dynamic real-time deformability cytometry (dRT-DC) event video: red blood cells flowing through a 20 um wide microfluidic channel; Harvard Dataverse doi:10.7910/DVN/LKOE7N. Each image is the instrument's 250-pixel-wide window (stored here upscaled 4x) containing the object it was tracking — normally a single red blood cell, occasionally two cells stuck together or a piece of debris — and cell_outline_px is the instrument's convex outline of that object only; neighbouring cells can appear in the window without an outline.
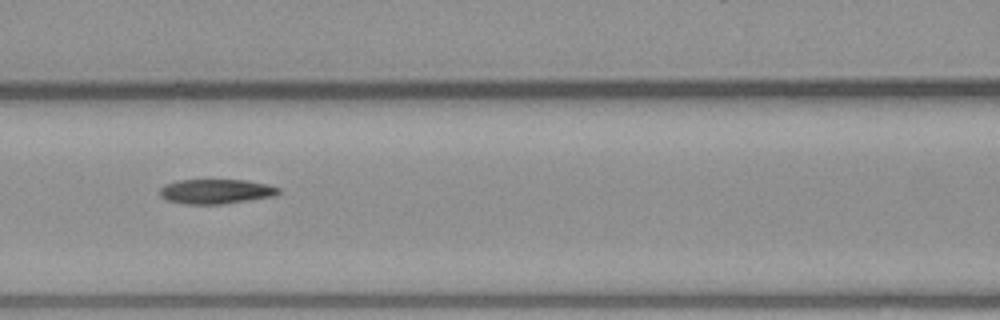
{"species": "common noctule bat (a hibernating species)", "species_latin": "Nyctalus noctula", "temperature_condition": "warm", "stored_images_in_passage": 6, "camera_frame_rate_fps": 3000, "um_per_image_px": 0.085, "animal": {"sex": "male", "body_mass_g": 23.1, "forearm_length_mm": 52.7}, "frame": {"image": 1, "passage_image": 5, "time_ms": 5.667, "image_size_px": [1000, 320], "cell_outline_px": [[280, 192], [276, 196], [220, 204], [184, 204], [168, 200], [160, 196], [160, 188], [164, 184], [176, 180], [244, 180], [268, 184], [280, 188]], "centroid_in_image_um": [18.35, 16.27], "position_along_channel_um": 148.2, "area_um2": 17.11}}
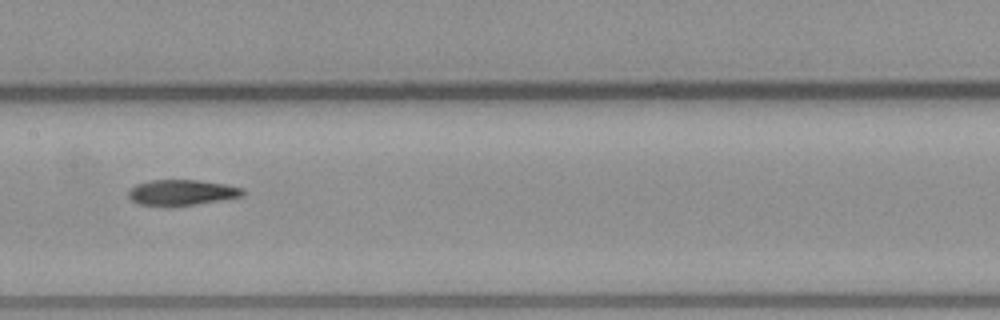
{"frame": {"image": 2, "passage_image": 6, "time_ms": 6.667, "image_size_px": [1000, 320], "cell_outline_px": [[244, 196], [220, 200], [164, 208], [140, 204], [132, 200], [128, 196], [128, 192], [136, 184], [152, 180], [200, 180], [224, 184], [244, 188]], "centroid_in_image_um": [15.43, 16.37], "position_along_channel_um": 192.0, "area_um2": 17.22}}